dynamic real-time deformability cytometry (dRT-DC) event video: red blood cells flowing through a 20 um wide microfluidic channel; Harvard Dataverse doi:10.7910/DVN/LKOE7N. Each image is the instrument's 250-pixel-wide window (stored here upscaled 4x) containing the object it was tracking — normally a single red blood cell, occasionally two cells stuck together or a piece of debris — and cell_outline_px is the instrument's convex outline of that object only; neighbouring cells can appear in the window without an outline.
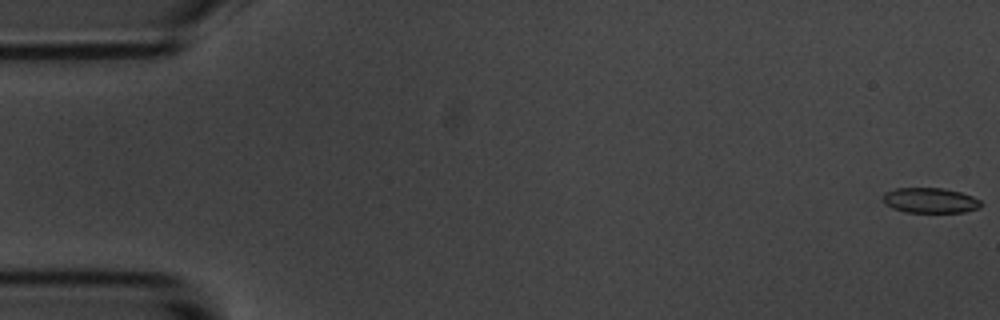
{"species": "common noctule bat (a hibernating species)", "species_latin": "Nyctalus noctula", "temperature_condition": "room temperature", "stored_images_in_passage": 57, "camera_frame_rate_fps": 3000, "um_per_image_px": 0.085, "animal": {"sex": "male", "body_mass_g": 20.1, "forearm_length_mm": 53.5}, "frame": {"image": 1, "passage_image": 1, "time_ms": 0.0, "image_size_px": [1000, 320], "cell_outline_px": [[980, 208], [964, 212], [904, 212], [892, 208], [884, 204], [884, 192], [896, 188], [944, 188], [960, 192], [972, 196], [980, 200]], "centroid_in_image_um": [79.05, 17.03], "position_along_channel_um": 6.0, "area_um2": 14.39}}
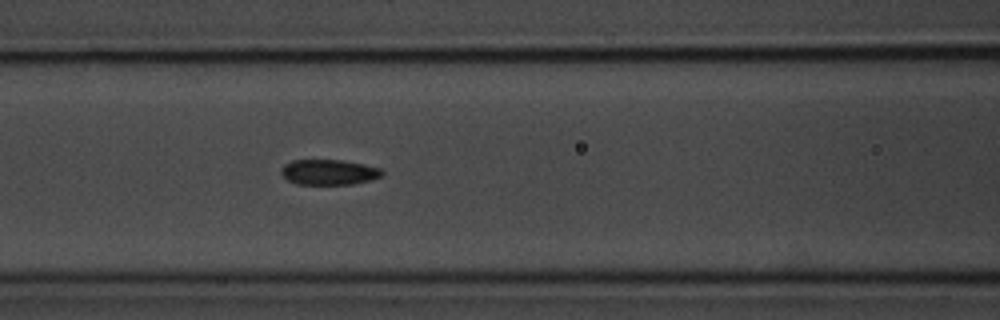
{"frame": {"image": 2, "passage_image": 24, "time_ms": 7.667, "image_size_px": [1000, 320], "cell_outline_px": [[384, 172], [380, 176], [368, 180], [352, 184], [296, 184], [288, 180], [280, 172], [280, 168], [284, 164], [292, 160], [340, 160], [364, 164], [380, 168]], "centroid_in_image_um": [27.91, 14.62], "position_along_channel_um": 138.7, "area_um2": 14.8}}
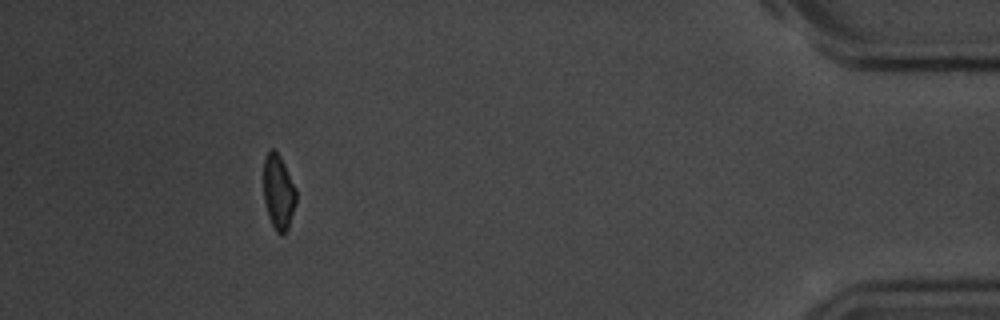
{"frame": {"image": 3, "passage_image": 52, "time_ms": 17.0, "image_size_px": [1000, 320], "cell_outline_px": [[296, 204], [288, 228], [280, 236], [276, 232], [268, 216], [264, 200], [264, 156], [272, 148], [280, 156], [296, 188]], "centroid_in_image_um": [23.67, 16.34], "position_along_channel_um": 411.5, "area_um2": 14.16}, "authors_computed_cell_mechanics": {"area_um2": 15.028, "velocity_mm_per_s": 3.5741, "shape_relaxation_time_tau1_ms": 5.7137, "shape_relaxation_time_tau2_ms": 2.9017, "deformation_change_tau1": 0.1295, "deformation_change_tau2": 0.0855}}